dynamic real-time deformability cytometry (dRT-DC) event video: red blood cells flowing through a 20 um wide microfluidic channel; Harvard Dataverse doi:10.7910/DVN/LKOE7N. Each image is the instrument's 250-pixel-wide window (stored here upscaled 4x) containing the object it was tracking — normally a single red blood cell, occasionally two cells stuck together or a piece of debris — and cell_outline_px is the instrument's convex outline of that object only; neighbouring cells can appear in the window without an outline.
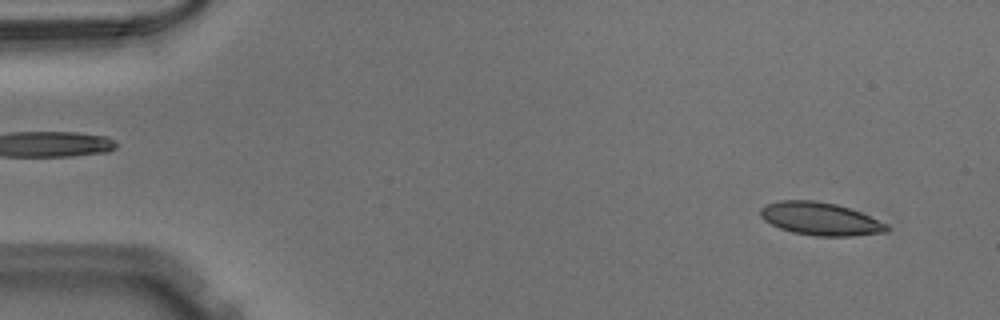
{"species": "Egyptian fruit bat (a non-hibernating species)", "species_latin": "Rousettus aegyptiacus", "temperature_condition": "warm", "stored_images_in_passage": 50, "camera_frame_rate_fps": 3000, "um_per_image_px": 0.085, "animal": {"sex": "male"}, "frame": {"image": 1, "passage_image": 3, "time_ms": 0.667, "image_size_px": [1000, 320], "cell_outline_px": [[888, 232], [852, 236], [816, 236], [792, 232], [780, 228], [764, 220], [760, 216], [760, 208], [768, 204], [780, 200], [812, 200], [836, 204], [860, 212], [888, 224]], "centroid_in_image_um": [69.73, 18.6], "position_along_channel_um": 15.3, "area_um2": 24.1}}
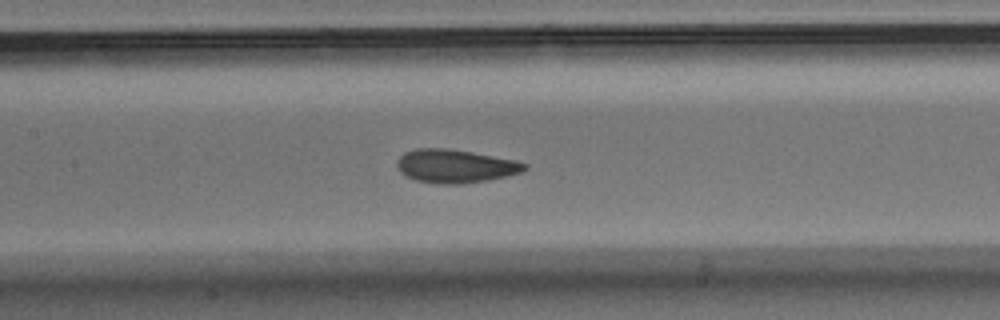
{"frame": {"image": 2, "passage_image": 23, "time_ms": 7.333, "image_size_px": [1000, 320], "cell_outline_px": [[528, 168], [524, 172], [488, 180], [460, 184], [444, 184], [416, 180], [404, 176], [400, 172], [396, 164], [396, 160], [404, 152], [416, 148], [448, 148], [472, 152], [516, 160], [528, 164]], "centroid_in_image_um": [38.7, 14.11], "position_along_channel_um": 168.7, "area_um2": 25.03}}
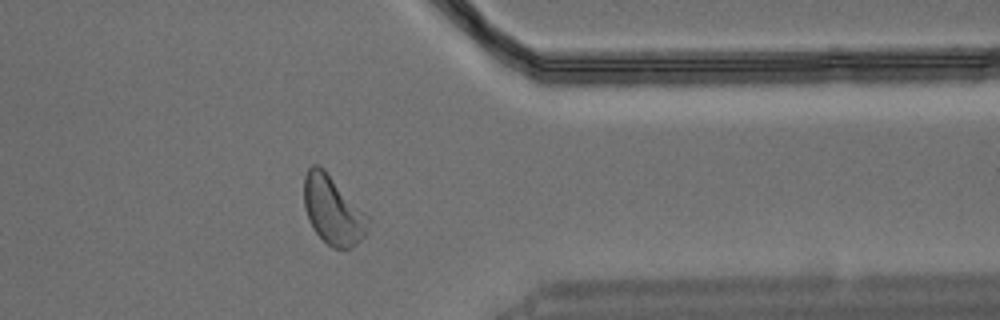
{"frame": {"image": 3, "passage_image": 40, "time_ms": 13.0, "image_size_px": [1000, 320], "cell_outline_px": [[368, 232], [352, 248], [332, 248], [312, 228], [308, 220], [304, 208], [304, 176], [308, 168], [312, 164], [316, 164], [324, 168], [368, 216]], "centroid_in_image_um": [28.27, 17.86], "position_along_channel_um": 383.1, "area_um2": 25.49}}